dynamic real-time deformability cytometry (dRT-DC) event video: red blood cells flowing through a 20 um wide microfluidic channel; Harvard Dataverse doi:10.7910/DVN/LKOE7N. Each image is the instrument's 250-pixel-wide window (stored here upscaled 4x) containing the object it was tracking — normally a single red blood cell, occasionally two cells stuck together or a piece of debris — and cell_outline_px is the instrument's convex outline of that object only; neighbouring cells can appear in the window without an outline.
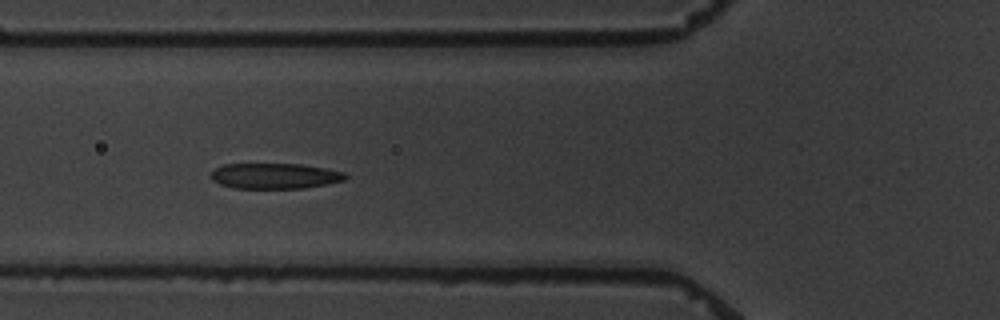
{"species": "common noctule bat (a hibernating species)", "species_latin": "Nyctalus noctula", "temperature_condition": "warm", "stored_images_in_passage": 6, "camera_frame_rate_fps": 3000, "um_per_image_px": 0.085, "animal": {"sex": "male", "body_mass_g": 19.5, "forearm_length_mm": 54.6}, "frame": {"image": 1, "passage_image": 5, "time_ms": 4.667, "image_size_px": [1000, 320], "cell_outline_px": [[348, 176], [344, 180], [304, 188], [232, 188], [220, 184], [212, 180], [208, 176], [216, 168], [224, 164], [300, 164], [328, 168], [344, 172]], "centroid_in_image_um": [23.34, 14.95], "position_along_channel_um": 102.5, "area_um2": 20.06}}
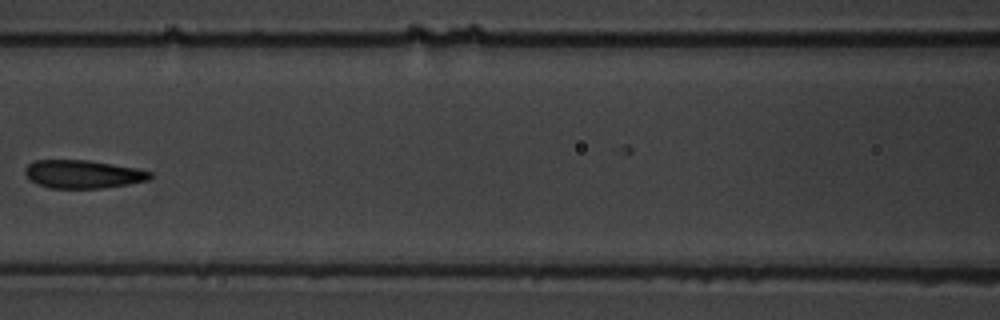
{"frame": {"image": 2, "passage_image": 6, "time_ms": 6.333, "image_size_px": [1000, 320], "cell_outline_px": [[152, 176], [148, 180], [128, 184], [104, 188], [48, 188], [36, 184], [28, 180], [24, 172], [24, 168], [28, 164], [36, 160], [88, 160], [136, 168], [152, 172]], "centroid_in_image_um": [7.0, 14.81], "position_along_channel_um": 159.6, "area_um2": 20.69}}